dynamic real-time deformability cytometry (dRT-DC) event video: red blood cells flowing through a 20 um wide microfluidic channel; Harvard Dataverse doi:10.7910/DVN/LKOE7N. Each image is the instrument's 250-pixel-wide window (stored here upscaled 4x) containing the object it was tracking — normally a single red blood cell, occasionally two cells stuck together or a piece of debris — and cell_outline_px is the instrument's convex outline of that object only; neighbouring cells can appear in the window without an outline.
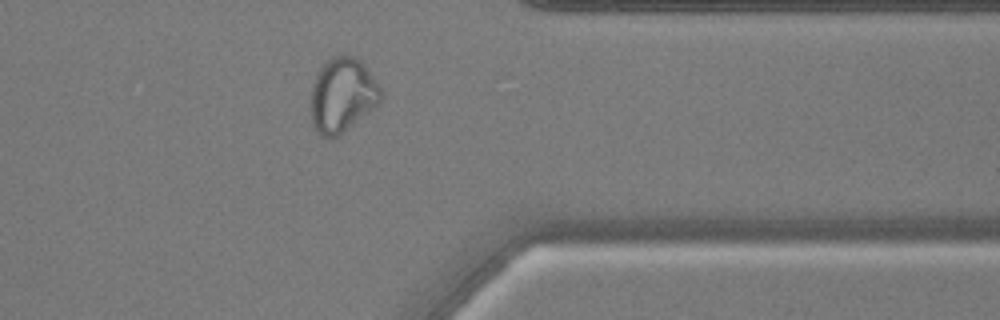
{"species": "common noctule bat (a hibernating species)", "species_latin": "Nyctalus noctula", "temperature_condition": "warm", "stored_images_in_passage": 37, "camera_frame_rate_fps": 3000, "um_per_image_px": 0.085, "animal": {"sex": "male", "body_mass_g": 17.9, "forearm_length_mm": 54.2}, "frame": {"image": 1, "passage_image": 27, "time_ms": 8.667, "image_size_px": [1000, 320], "cell_outline_px": [[384, 96], [372, 108], [344, 132], [332, 140], [320, 136], [312, 124], [308, 108], [308, 104], [312, 84], [316, 72], [332, 56], [352, 56], [360, 60], [364, 64], [380, 88]], "centroid_in_image_um": [29.02, 8.12], "position_along_channel_um": 382.4, "area_um2": 30.69}}